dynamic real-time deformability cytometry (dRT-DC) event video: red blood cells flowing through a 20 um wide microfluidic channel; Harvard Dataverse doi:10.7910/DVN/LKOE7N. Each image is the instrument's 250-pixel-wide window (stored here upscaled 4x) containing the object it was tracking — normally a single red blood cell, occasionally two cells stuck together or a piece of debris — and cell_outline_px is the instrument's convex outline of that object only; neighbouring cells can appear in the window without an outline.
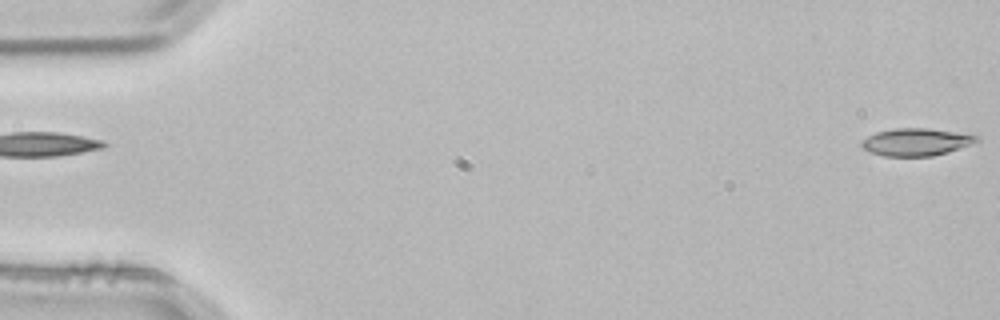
{"species": "common noctule bat (a hibernating species)", "species_latin": "Nyctalus noctula", "temperature_condition": "room temperature", "stored_images_in_passage": 3, "segment_of_instrument_passage": [2, 2], "camera_frame_rate_fps": 3000, "um_per_image_px": 0.085, "animal": {"sex": "male", "body_mass_g": 21.5, "forearm_length_mm": 52.0}, "frame": {"image": 1, "passage_image": 3, "time_ms": 0.667, "image_size_px": [1000, 320], "cell_outline_px": [[980, 140], [948, 152], [932, 156], [884, 156], [872, 152], [864, 148], [860, 144], [860, 140], [876, 132], [896, 128], [928, 128], [980, 136]], "centroid_in_image_um": [77.85, 12.06], "position_along_channel_um": 7.2, "area_um2": 18.21}}